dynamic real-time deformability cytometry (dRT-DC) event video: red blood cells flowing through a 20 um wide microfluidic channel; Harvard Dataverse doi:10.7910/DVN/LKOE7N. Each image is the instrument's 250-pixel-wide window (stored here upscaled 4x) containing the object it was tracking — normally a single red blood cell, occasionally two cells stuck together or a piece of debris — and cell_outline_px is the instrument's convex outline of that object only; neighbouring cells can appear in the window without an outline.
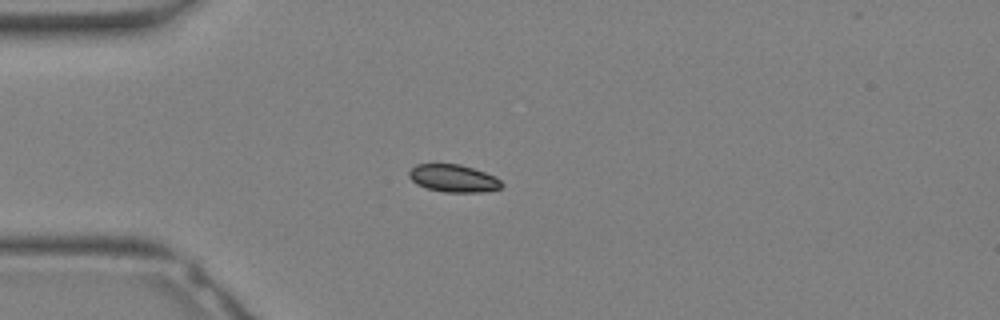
{"species": "Egyptian fruit bat (a non-hibernating species)", "species_latin": "Rousettus aegyptiacus", "temperature_condition": "warm", "stored_images_in_passage": 22, "camera_frame_rate_fps": 3000, "um_per_image_px": 0.085, "animal": {"sex": "female"}, "frame": {"image": 1, "passage_image": 9, "time_ms": 2.667, "image_size_px": [1000, 320], "cell_outline_px": [[504, 184], [500, 188], [480, 192], [444, 192], [428, 188], [416, 184], [408, 176], [408, 172], [416, 164], [460, 164], [496, 176]], "centroid_in_image_um": [38.54, 15.15], "position_along_channel_um": 46.5, "area_um2": 14.8}}
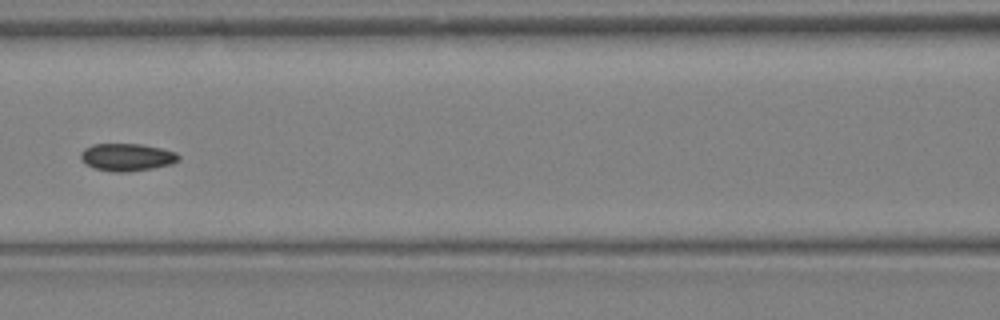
{"frame": {"image": 2, "passage_image": 15, "time_ms": 4.667, "image_size_px": [1000, 320], "cell_outline_px": [[180, 160], [172, 164], [152, 168], [128, 172], [112, 172], [92, 168], [84, 164], [80, 160], [80, 152], [84, 148], [92, 144], [140, 144], [160, 148], [176, 152], [180, 156]], "centroid_in_image_um": [10.75, 13.37], "position_along_channel_um": 155.9, "area_um2": 15.95}}
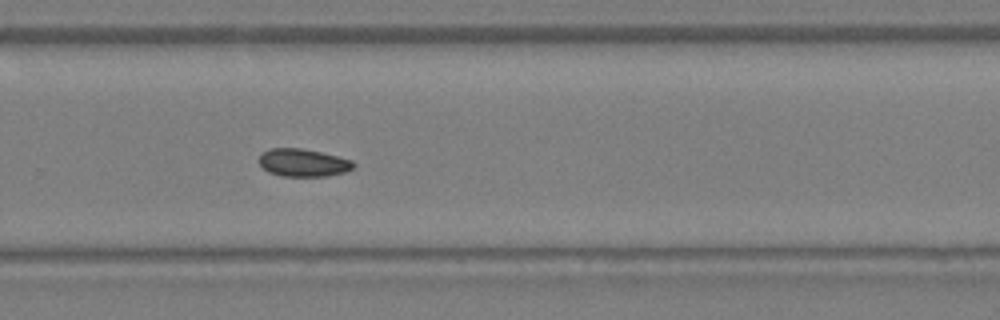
{"frame": {"image": 3, "passage_image": 22, "time_ms": 7.0, "image_size_px": [1000, 320], "cell_outline_px": [[356, 164], [352, 168], [344, 172], [328, 176], [284, 176], [268, 172], [260, 164], [260, 156], [268, 148], [300, 148], [320, 152], [352, 160]], "centroid_in_image_um": [25.77, 13.83], "position_along_channel_um": 304.0, "area_um2": 15.09}}